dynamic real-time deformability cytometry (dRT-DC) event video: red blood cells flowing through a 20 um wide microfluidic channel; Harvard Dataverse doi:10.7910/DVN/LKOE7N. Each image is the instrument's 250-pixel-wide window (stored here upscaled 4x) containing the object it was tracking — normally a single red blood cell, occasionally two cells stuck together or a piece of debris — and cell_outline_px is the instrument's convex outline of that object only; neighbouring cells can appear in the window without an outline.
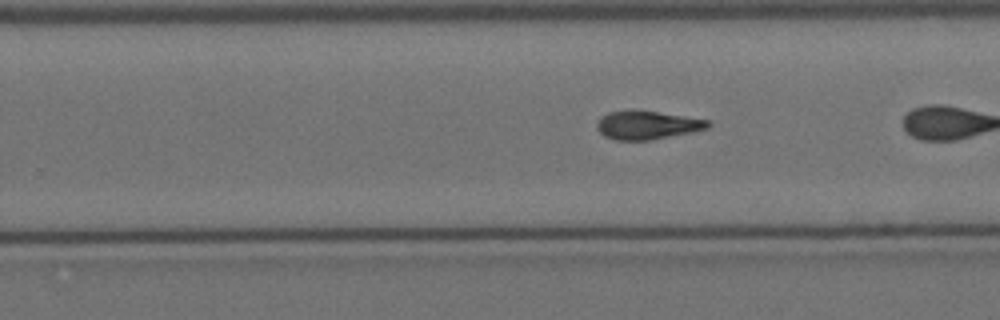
{"species": "Egyptian fruit bat (a non-hibernating species)", "species_latin": "Rousettus aegyptiacus", "temperature_condition": "cold", "stored_images_in_passage": 43, "segment_of_instrument_passage": [2, 2], "camera_frame_rate_fps": 3000, "um_per_image_px": 0.085, "animal": {"sex": "female"}, "frame": {"image": 1, "passage_image": 33, "time_ms": 10.667, "image_size_px": [1000, 320], "cell_outline_px": [[712, 124], [708, 128], [692, 132], [652, 140], [616, 140], [604, 136], [596, 128], [596, 124], [600, 116], [608, 112], [656, 112], [708, 120]], "centroid_in_image_um": [55.0, 10.66], "position_along_channel_um": 274.8, "area_um2": 17.98}}